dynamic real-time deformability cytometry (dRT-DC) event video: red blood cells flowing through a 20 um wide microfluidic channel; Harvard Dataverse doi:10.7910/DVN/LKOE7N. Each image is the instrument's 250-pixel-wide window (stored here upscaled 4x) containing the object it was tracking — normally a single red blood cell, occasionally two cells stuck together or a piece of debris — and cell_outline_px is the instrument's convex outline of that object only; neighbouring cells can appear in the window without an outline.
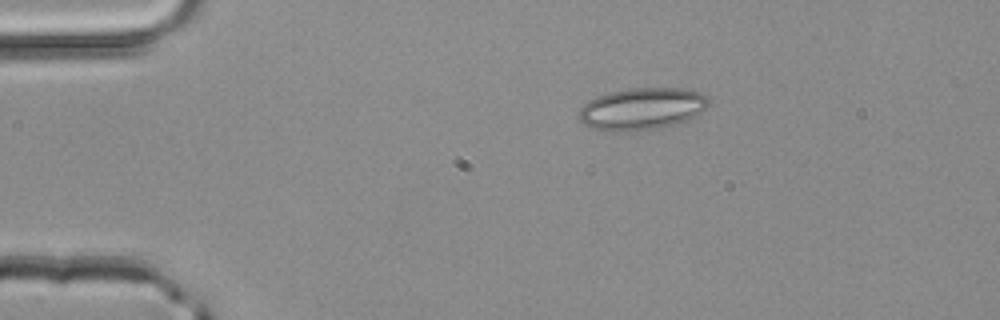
{"species": "common noctule bat (a hibernating species)", "species_latin": "Nyctalus noctula", "temperature_condition": "room temperature", "stored_images_in_passage": 3, "camera_frame_rate_fps": 3000, "um_per_image_px": 0.085, "animal": {"sex": "male", "body_mass_g": 20.4}, "frame": {"image": 1, "passage_image": 1, "time_ms": 0.0, "image_size_px": [1000, 320], "cell_outline_px": [[708, 104], [704, 108], [688, 120], [656, 128], [632, 132], [612, 132], [592, 128], [584, 124], [576, 116], [580, 108], [588, 100], [596, 96], [608, 92], [628, 88], [684, 88], [700, 92], [708, 100]], "centroid_in_image_um": [54.48, 9.25], "position_along_channel_um": 30.5, "area_um2": 31.91}}